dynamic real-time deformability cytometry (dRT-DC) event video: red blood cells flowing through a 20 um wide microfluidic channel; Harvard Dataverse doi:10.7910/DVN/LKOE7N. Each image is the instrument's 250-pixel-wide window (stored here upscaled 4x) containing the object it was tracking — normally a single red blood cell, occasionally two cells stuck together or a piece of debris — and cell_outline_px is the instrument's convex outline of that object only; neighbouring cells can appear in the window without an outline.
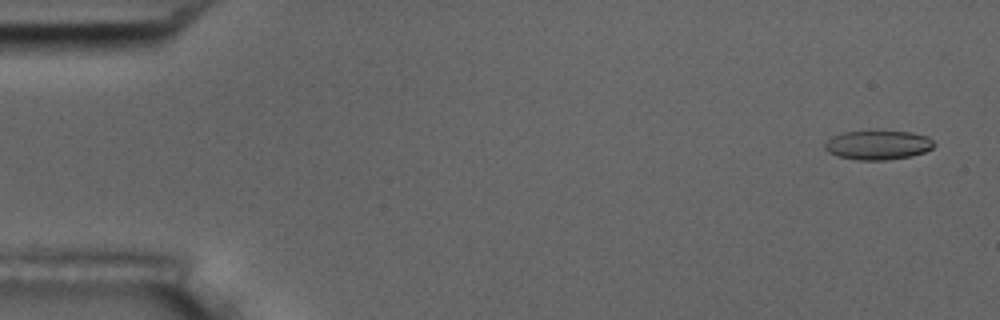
{"species": "common noctule bat (a hibernating species)", "species_latin": "Nyctalus noctula", "temperature_condition": "room temperature", "stored_images_in_passage": 4, "camera_frame_rate_fps": 3000, "um_per_image_px": 0.085, "animal": {"sex": "male", "body_mass_g": 17.5, "forearm_length_mm": 52.3}, "frame": {"image": 1, "passage_image": 1, "time_ms": 0.0, "image_size_px": [1000, 320], "cell_outline_px": [[936, 144], [932, 148], [924, 152], [912, 156], [888, 160], [856, 160], [840, 156], [828, 152], [824, 148], [824, 144], [832, 136], [844, 132], [912, 132], [928, 136]], "centroid_in_image_um": [74.65, 12.34], "position_along_channel_um": 10.3, "area_um2": 18.44}}
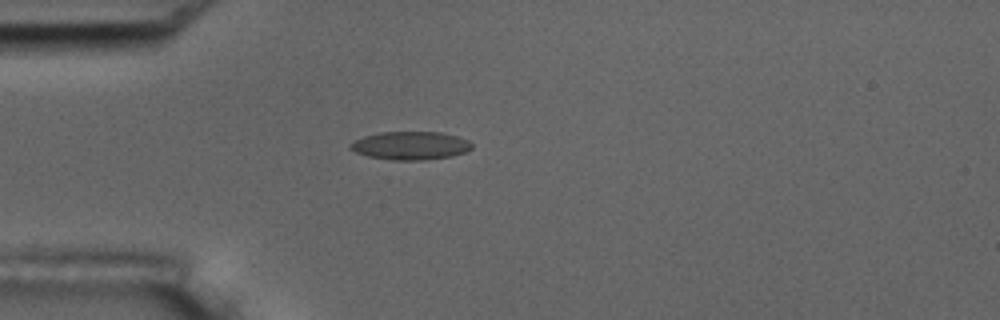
{"frame": {"image": 2, "passage_image": 4, "time_ms": 4.333, "image_size_px": [1000, 320], "cell_outline_px": [[472, 148], [468, 152], [452, 156], [424, 160], [392, 160], [368, 156], [356, 152], [348, 148], [348, 144], [352, 140], [364, 136], [380, 132], [440, 132], [456, 136], [468, 140], [472, 144]], "centroid_in_image_um": [34.87, 12.38], "position_along_channel_um": 50.1, "area_um2": 20.17}}